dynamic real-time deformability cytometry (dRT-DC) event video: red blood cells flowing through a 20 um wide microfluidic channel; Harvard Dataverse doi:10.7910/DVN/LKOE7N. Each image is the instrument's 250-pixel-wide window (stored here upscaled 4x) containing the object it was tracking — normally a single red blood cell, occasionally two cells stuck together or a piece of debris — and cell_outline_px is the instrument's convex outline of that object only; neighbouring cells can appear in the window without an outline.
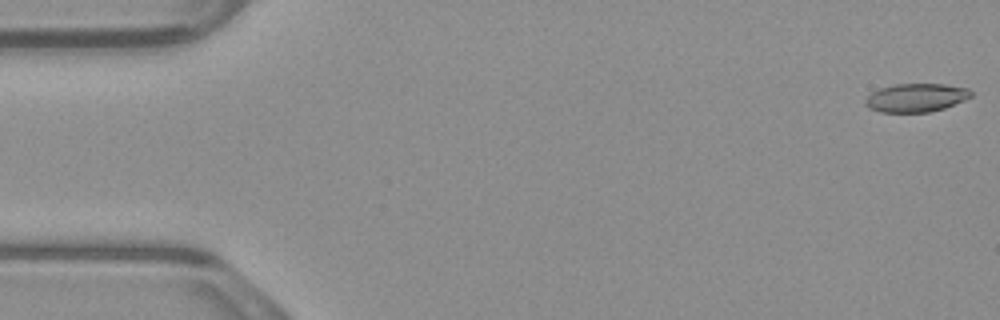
{"species": "common noctule bat (a hibernating species)", "species_latin": "Nyctalus noctula", "temperature_condition": "warm", "stored_images_in_passage": 53, "camera_frame_rate_fps": 3000, "um_per_image_px": 0.085, "animal": {"sex": "male", "body_mass_g": 23.1, "forearm_length_mm": 52.7}, "frame": {"image": 1, "passage_image": 1, "time_ms": 0.0, "image_size_px": [1000, 320], "cell_outline_px": [[972, 96], [964, 100], [944, 108], [928, 112], [880, 112], [868, 108], [864, 104], [864, 100], [872, 92], [880, 88], [896, 84], [944, 84], [968, 88], [972, 92]], "centroid_in_image_um": [77.84, 8.3], "position_along_channel_um": 7.2, "area_um2": 17.51}}
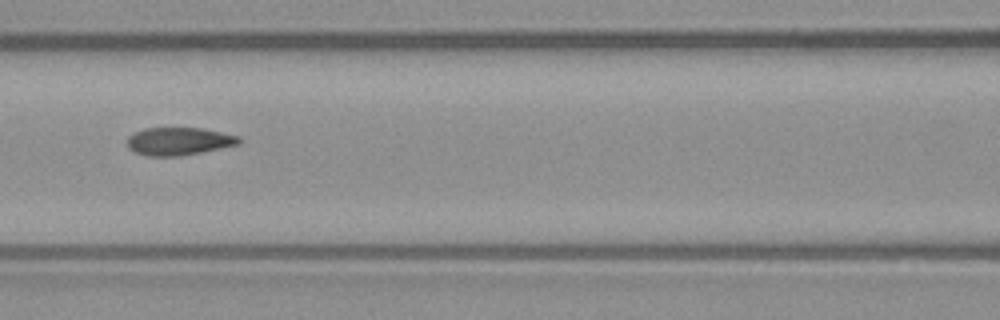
{"frame": {"image": 2, "passage_image": 23, "time_ms": 7.333, "image_size_px": [1000, 320], "cell_outline_px": [[244, 140], [240, 144], [180, 156], [148, 156], [136, 152], [128, 148], [128, 136], [144, 128], [200, 128], [240, 136]], "centroid_in_image_um": [15.23, 12.0], "position_along_channel_um": 151.4, "area_um2": 18.03}}
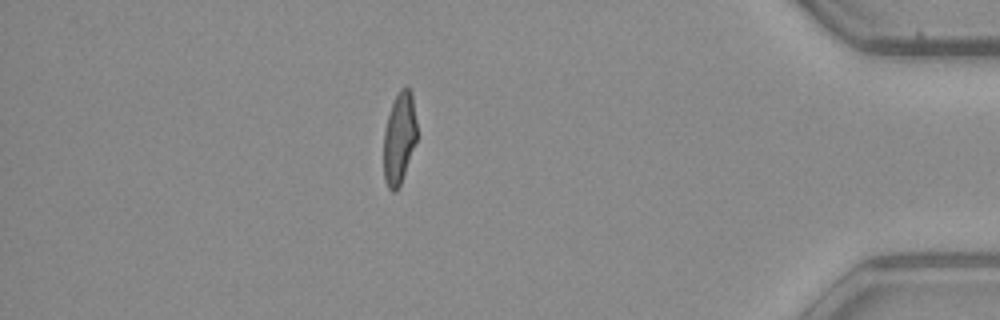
{"frame": {"image": 3, "passage_image": 46, "time_ms": 15.0, "image_size_px": [1000, 320], "cell_outline_px": [[416, 140], [400, 184], [396, 192], [392, 192], [388, 188], [384, 180], [384, 132], [388, 116], [392, 104], [400, 88], [408, 88], [412, 92], [416, 120]], "centroid_in_image_um": [33.93, 11.75], "position_along_channel_um": 401.3, "area_um2": 17.46}, "authors_computed_cell_mechanics": {"area_um2": 18.5538, "velocity_mm_per_s": 3.8886, "shape_relaxation_time_tau1_ms": 6.4695, "shape_relaxation_time_tau2_ms": 1.5145, "deformation_change_tau1": 0.2261, "deformation_change_tau2": 0.0866}}